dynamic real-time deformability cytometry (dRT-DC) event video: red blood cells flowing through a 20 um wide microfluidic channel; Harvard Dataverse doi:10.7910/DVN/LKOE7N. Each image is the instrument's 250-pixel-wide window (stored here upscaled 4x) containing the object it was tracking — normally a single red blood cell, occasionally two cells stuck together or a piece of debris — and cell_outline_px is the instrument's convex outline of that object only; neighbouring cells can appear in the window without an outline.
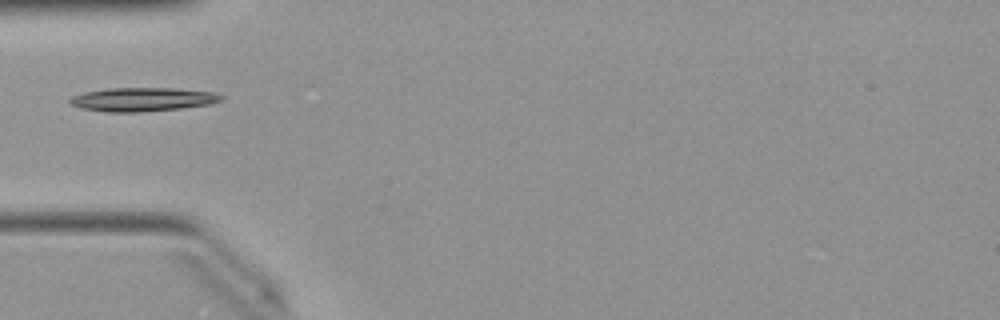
{"species": "Egyptian fruit bat (a non-hibernating species)", "species_latin": "Rousettus aegyptiacus", "temperature_condition": "warm", "stored_images_in_passage": 9, "camera_frame_rate_fps": 3000, "um_per_image_px": 0.085, "animal": {"sex": "female"}, "frame": {"image": 1, "passage_image": 1, "time_ms": 0.0, "image_size_px": [1000, 320], "cell_outline_px": [[224, 100], [212, 104], [180, 108], [140, 112], [104, 112], [80, 108], [72, 104], [68, 100], [72, 96], [84, 92], [108, 88], [172, 88], [212, 92], [224, 96]], "centroid_in_image_um": [12.12, 8.45], "position_along_channel_um": 72.9, "area_um2": 20.98}}
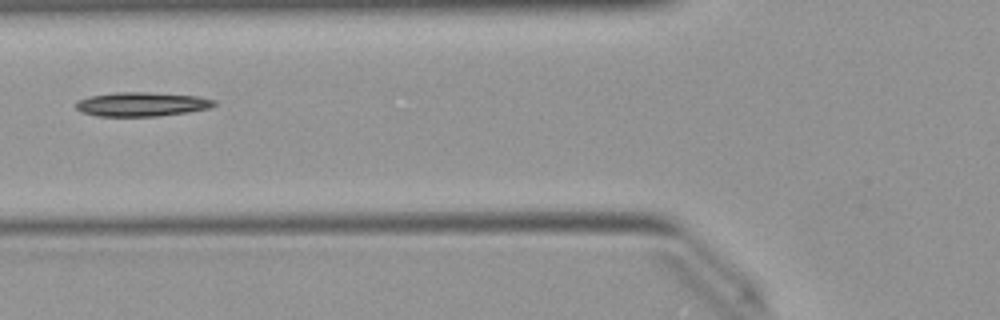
{"frame": {"image": 2, "passage_image": 4, "time_ms": 1.0, "image_size_px": [1000, 320], "cell_outline_px": [[216, 104], [212, 108], [188, 112], [160, 116], [96, 116], [80, 112], [76, 108], [76, 100], [88, 96], [112, 92], [148, 92], [200, 96], [216, 100]], "centroid_in_image_um": [12.05, 8.85], "position_along_channel_um": 113.8, "area_um2": 19.83}}
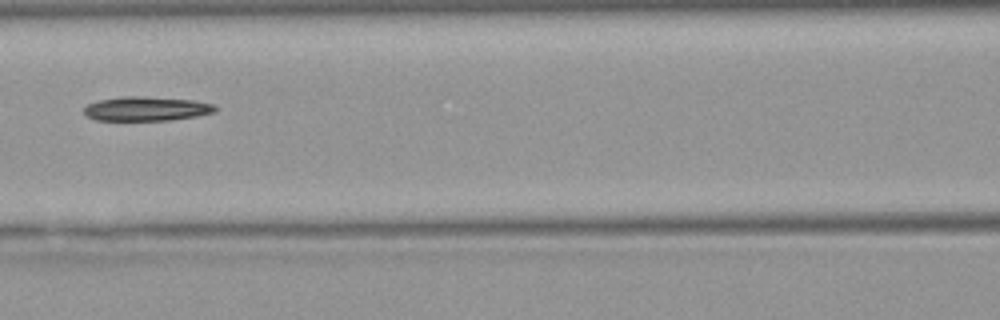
{"frame": {"image": 3, "passage_image": 7, "time_ms": 2.0, "image_size_px": [1000, 320], "cell_outline_px": [[216, 112], [196, 116], [168, 120], [96, 120], [88, 116], [84, 112], [84, 108], [88, 104], [100, 100], [124, 96], [144, 96], [196, 100], [216, 104]], "centroid_in_image_um": [12.5, 9.23], "position_along_channel_um": 154.1, "area_um2": 18.55}}